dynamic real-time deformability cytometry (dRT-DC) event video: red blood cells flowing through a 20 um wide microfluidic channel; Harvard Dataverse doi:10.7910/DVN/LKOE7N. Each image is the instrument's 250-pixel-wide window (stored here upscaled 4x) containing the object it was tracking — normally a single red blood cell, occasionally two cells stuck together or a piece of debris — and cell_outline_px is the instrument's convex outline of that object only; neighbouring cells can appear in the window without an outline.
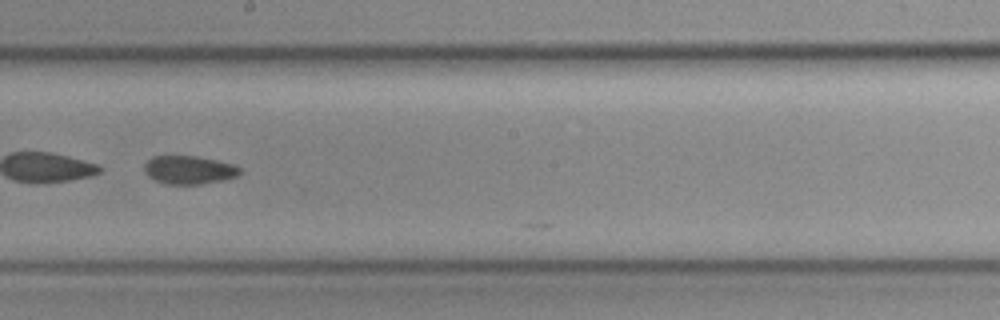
{"species": "common noctule bat (a hibernating species)", "species_latin": "Nyctalus noctula", "temperature_condition": "cold", "stored_images_in_passage": 25, "camera_frame_rate_fps": 3000, "um_per_image_px": 0.085, "animal": {"sex": "female", "body_mass_g": 19.3, "forearm_length_mm": 54.1}, "frame": {"image": 1, "passage_image": 15, "time_ms": 4.667, "image_size_px": [1000, 320], "cell_outline_px": [[244, 172], [236, 176], [224, 180], [200, 184], [164, 184], [148, 176], [144, 172], [144, 164], [152, 156], [196, 156], [236, 164]], "centroid_in_image_um": [16.09, 14.44], "position_along_channel_um": 232.1, "area_um2": 15.95}}